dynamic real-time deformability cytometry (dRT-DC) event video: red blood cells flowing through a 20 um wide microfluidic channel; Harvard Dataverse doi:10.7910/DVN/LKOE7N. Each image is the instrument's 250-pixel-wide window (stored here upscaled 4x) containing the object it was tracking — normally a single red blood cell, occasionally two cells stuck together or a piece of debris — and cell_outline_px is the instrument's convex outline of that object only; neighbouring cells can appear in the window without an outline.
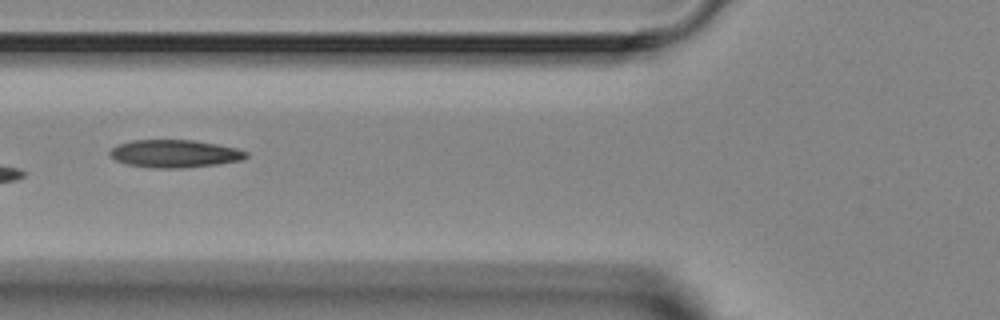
{"species": "Egyptian fruit bat (a non-hibernating species)", "species_latin": "Rousettus aegyptiacus", "temperature_condition": "room temperature", "stored_images_in_passage": 5, "camera_frame_rate_fps": 3000, "um_per_image_px": 0.085, "animal": {"sex": "female"}, "frame": {"image": 1, "passage_image": 4, "time_ms": 4.333, "image_size_px": [1000, 320], "cell_outline_px": [[248, 156], [240, 160], [216, 164], [180, 168], [156, 168], [124, 164], [108, 156], [108, 152], [116, 144], [132, 140], [196, 140], [236, 148], [248, 152]], "centroid_in_image_um": [14.78, 13.05], "position_along_channel_um": 111.0, "area_um2": 22.08}}
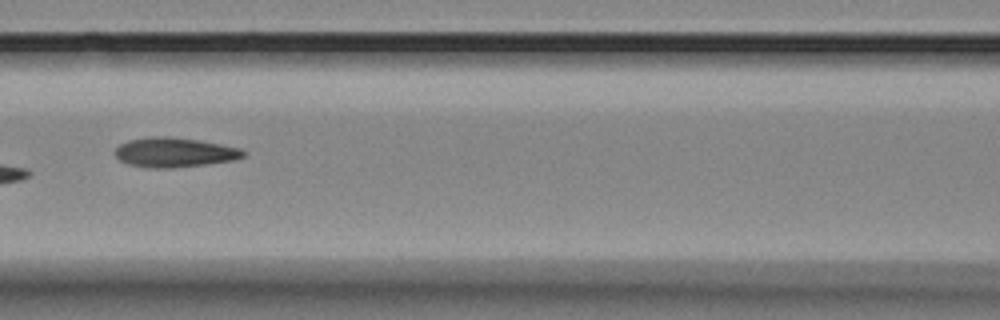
{"frame": {"image": 2, "passage_image": 5, "time_ms": 5.333, "image_size_px": [1000, 320], "cell_outline_px": [[248, 152], [244, 156], [236, 160], [208, 164], [172, 168], [144, 168], [128, 164], [120, 160], [116, 156], [116, 148], [120, 144], [128, 140], [152, 136], [168, 136], [200, 140], [240, 148]], "centroid_in_image_um": [14.86, 12.96], "position_along_channel_um": 151.7, "area_um2": 22.37}}